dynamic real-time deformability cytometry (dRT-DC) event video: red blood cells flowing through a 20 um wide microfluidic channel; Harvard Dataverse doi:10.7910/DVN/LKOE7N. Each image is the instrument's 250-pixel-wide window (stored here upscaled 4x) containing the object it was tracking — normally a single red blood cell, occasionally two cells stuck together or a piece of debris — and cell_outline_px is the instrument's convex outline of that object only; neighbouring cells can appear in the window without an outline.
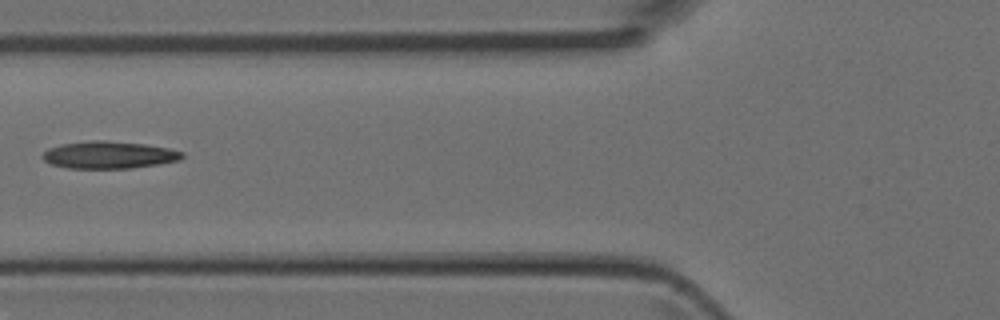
{"species": "Egyptian fruit bat (a non-hibernating species)", "species_latin": "Rousettus aegyptiacus", "temperature_condition": "room temperature", "stored_images_in_passage": 5, "camera_frame_rate_fps": 3000, "um_per_image_px": 0.085, "animal": {"sex": "female"}, "frame": {"image": 1, "passage_image": 5, "time_ms": 1.333, "image_size_px": [1000, 320], "cell_outline_px": [[184, 156], [180, 160], [160, 164], [132, 168], [68, 168], [52, 164], [44, 160], [40, 156], [48, 148], [60, 144], [92, 140], [104, 140], [144, 144], [168, 148], [184, 152]], "centroid_in_image_um": [9.26, 13.16], "position_along_channel_um": 116.5, "area_um2": 22.25}}